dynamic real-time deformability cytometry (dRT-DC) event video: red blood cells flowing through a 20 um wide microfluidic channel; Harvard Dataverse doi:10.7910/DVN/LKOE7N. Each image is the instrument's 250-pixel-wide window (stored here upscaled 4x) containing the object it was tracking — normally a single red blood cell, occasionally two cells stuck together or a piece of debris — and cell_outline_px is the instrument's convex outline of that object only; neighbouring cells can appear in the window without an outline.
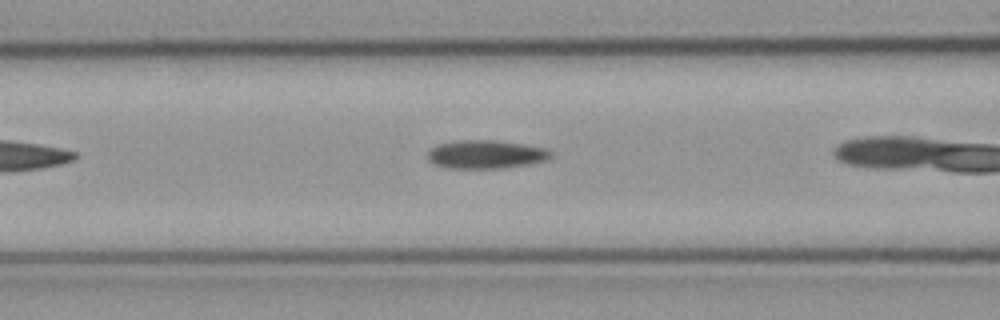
{"species": "common noctule bat (a hibernating species)", "species_latin": "Nyctalus noctula", "temperature_condition": "cold", "stored_images_in_passage": 17, "camera_frame_rate_fps": 3000, "um_per_image_px": 0.085, "animal": {"sex": "male", "body_mass_g": 23.1, "forearm_length_mm": 52.7}, "frame": {"image": 1, "passage_image": 6, "time_ms": 1.667, "image_size_px": [1000, 320], "cell_outline_px": [[552, 156], [548, 160], [528, 164], [500, 168], [452, 168], [436, 164], [428, 160], [428, 152], [436, 144], [456, 140], [496, 140], [524, 144], [544, 148], [552, 152]], "centroid_in_image_um": [41.31, 13.11], "position_along_channel_um": 125.3, "area_um2": 20.35}}
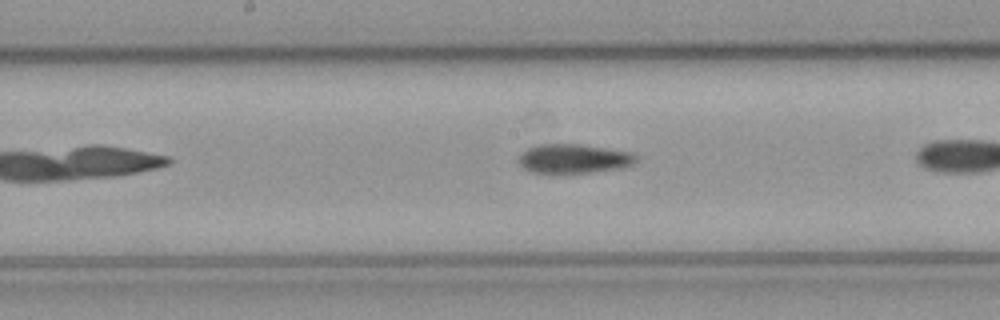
{"frame": {"image": 2, "passage_image": 12, "time_ms": 3.667, "image_size_px": [1000, 320], "cell_outline_px": [[636, 160], [632, 164], [612, 168], [588, 172], [532, 172], [524, 168], [520, 164], [520, 156], [528, 148], [544, 144], [580, 144], [632, 152], [636, 156]], "centroid_in_image_um": [48.76, 13.46], "position_along_channel_um": 199.4, "area_um2": 19.19}}